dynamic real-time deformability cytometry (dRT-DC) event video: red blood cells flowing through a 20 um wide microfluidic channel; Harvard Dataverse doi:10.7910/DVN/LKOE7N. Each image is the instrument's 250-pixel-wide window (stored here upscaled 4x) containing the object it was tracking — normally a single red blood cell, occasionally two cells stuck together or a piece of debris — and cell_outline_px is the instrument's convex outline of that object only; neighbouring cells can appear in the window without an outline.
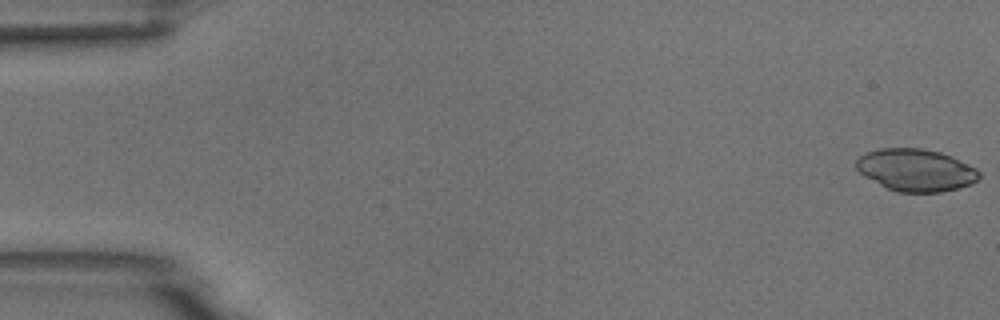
{"species": "common noctule bat (a hibernating species)", "species_latin": "Nyctalus noctula", "temperature_condition": "room temperature", "stored_images_in_passage": 5, "camera_frame_rate_fps": 3000, "um_per_image_px": 0.085, "animal": {"sex": "male", "body_mass_g": 18.8}, "frame": {"image": 1, "passage_image": 1, "time_ms": 0.0, "image_size_px": [1000, 320], "cell_outline_px": [[980, 176], [972, 184], [960, 188], [940, 192], [896, 192], [864, 176], [856, 168], [856, 160], [860, 156], [868, 152], [880, 148], [920, 148], [940, 152], [952, 156], [976, 168], [980, 172]], "centroid_in_image_um": [77.87, 14.46], "position_along_channel_um": 7.1, "area_um2": 30.23}}